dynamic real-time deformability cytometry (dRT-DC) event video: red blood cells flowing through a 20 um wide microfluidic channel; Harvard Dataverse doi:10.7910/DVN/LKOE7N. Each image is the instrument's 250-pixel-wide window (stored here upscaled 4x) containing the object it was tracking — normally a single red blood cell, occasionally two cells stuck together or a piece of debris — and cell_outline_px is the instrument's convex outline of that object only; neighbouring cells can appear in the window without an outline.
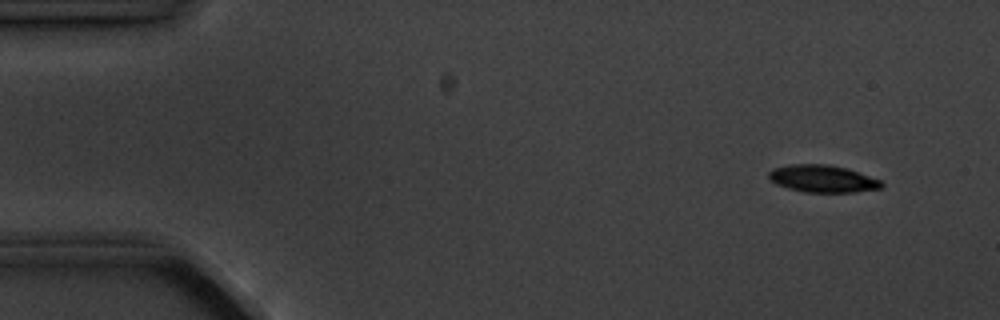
{"species": "common noctule bat (a hibernating species)", "species_latin": "Nyctalus noctula", "temperature_condition": "cold", "stored_images_in_passage": 5, "camera_frame_rate_fps": 3000, "um_per_image_px": 0.085, "animal": {"sex": "male", "body_mass_g": 20.1, "forearm_length_mm": 53.5}, "frame": {"image": 1, "passage_image": 2, "time_ms": 1.0, "image_size_px": [1000, 320], "cell_outline_px": [[884, 184], [880, 188], [856, 192], [804, 192], [788, 188], [776, 184], [768, 176], [768, 172], [772, 168], [788, 164], [828, 164], [848, 168], [880, 180]], "centroid_in_image_um": [69.9, 15.18], "position_along_channel_um": 15.1, "area_um2": 17.98}}
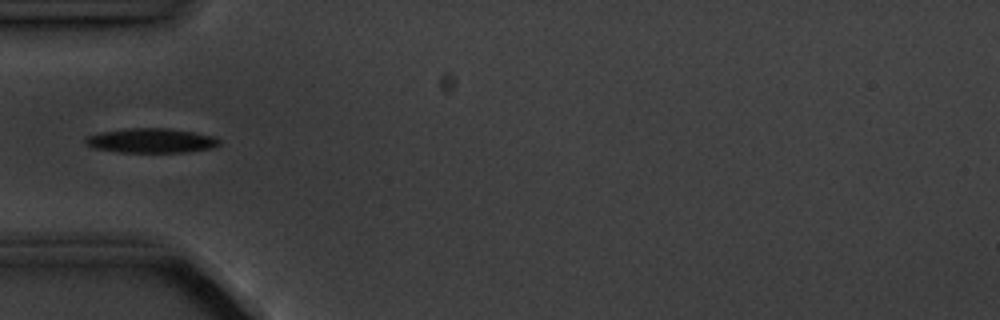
{"frame": {"image": 2, "passage_image": 5, "time_ms": 5.333, "image_size_px": [1000, 320], "cell_outline_px": [[220, 144], [212, 148], [184, 152], [120, 152], [92, 148], [84, 144], [84, 140], [88, 136], [100, 132], [124, 128], [168, 128], [216, 136], [220, 140]], "centroid_in_image_um": [12.83, 11.95], "position_along_channel_um": 72.2, "area_um2": 19.25}}